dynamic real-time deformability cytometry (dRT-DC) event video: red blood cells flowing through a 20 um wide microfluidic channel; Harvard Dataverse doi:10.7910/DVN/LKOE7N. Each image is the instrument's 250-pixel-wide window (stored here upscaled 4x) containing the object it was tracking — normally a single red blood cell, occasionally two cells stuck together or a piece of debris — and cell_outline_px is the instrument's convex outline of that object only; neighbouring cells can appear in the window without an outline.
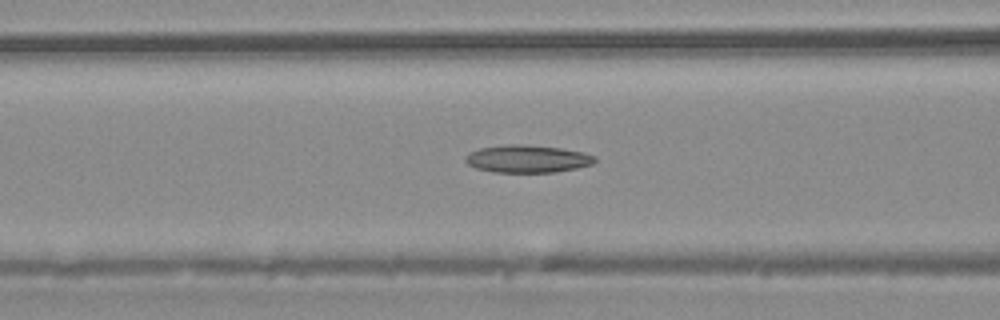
{"species": "common noctule bat (a hibernating species)", "species_latin": "Nyctalus noctula", "temperature_condition": "warm", "stored_images_in_passage": 34, "camera_frame_rate_fps": 3000, "um_per_image_px": 0.085, "animal": {"sex": "male", "body_mass_g": 20.4}, "frame": {"image": 1, "passage_image": 16, "time_ms": 5.0, "image_size_px": [1000, 320], "cell_outline_px": [[596, 160], [592, 164], [576, 168], [556, 172], [492, 172], [476, 168], [468, 164], [464, 160], [464, 156], [468, 152], [480, 148], [504, 144], [528, 144], [560, 148], [584, 152], [596, 156]], "centroid_in_image_um": [44.8, 13.49], "position_along_channel_um": 121.8, "area_um2": 21.04}}
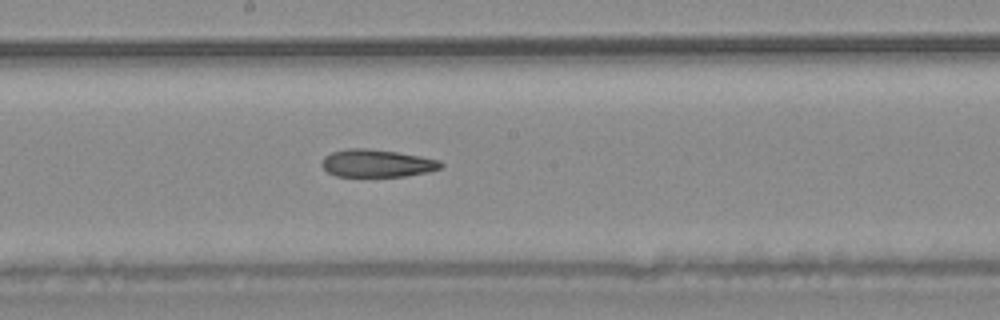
{"frame": {"image": 2, "passage_image": 22, "time_ms": 7.0, "image_size_px": [1000, 320], "cell_outline_px": [[444, 164], [440, 168], [428, 172], [408, 176], [336, 176], [328, 172], [320, 164], [324, 156], [332, 152], [348, 148], [368, 148], [396, 152], [420, 156], [440, 160]], "centroid_in_image_um": [32.04, 13.88], "position_along_channel_um": 216.2, "area_um2": 19.19}}
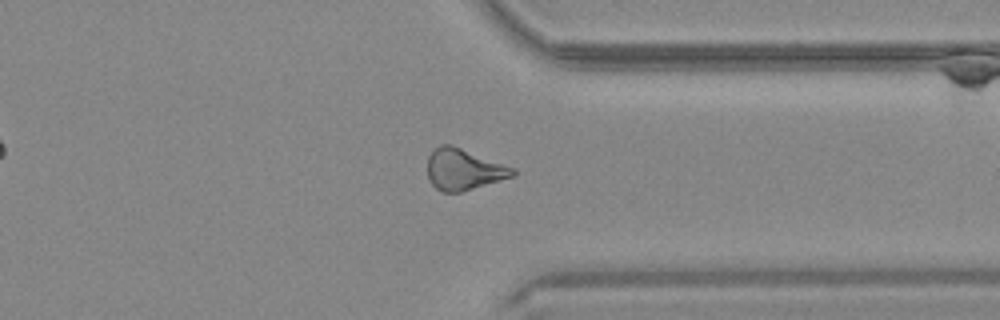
{"frame": {"image": 3, "passage_image": 32, "time_ms": 10.333, "image_size_px": [1000, 320], "cell_outline_px": [[516, 176], [460, 192], [444, 192], [436, 188], [432, 184], [428, 176], [428, 156], [432, 148], [440, 144], [452, 144], [516, 168]], "centroid_in_image_um": [39.43, 14.37], "position_along_channel_um": 372.0, "area_um2": 20.75}}